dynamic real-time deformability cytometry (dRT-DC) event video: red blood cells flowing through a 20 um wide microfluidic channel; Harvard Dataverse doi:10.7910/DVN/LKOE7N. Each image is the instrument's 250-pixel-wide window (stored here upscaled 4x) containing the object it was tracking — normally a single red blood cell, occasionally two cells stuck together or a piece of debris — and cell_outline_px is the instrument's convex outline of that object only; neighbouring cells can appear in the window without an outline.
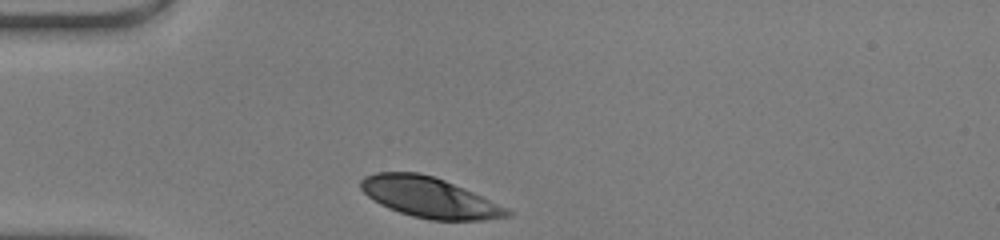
{"species": "human", "species_latin": "Homo sapiens", "temperature_condition": "warm", "stored_images_in_passage": 26, "camera_frame_rate_fps": 3000, "um_per_image_px": 0.085, "donor": {"sex": "male"}, "frame": {"image": 1, "passage_image": 1, "time_ms": 0.0, "image_size_px": [1000, 240], "cell_outline_px": [[512, 216], [484, 220], [432, 220], [412, 216], [388, 208], [380, 204], [368, 196], [360, 188], [360, 180], [364, 176], [376, 172], [420, 172], [444, 180], [472, 192], [508, 208], [512, 212]], "centroid_in_image_um": [36.48, 16.78], "position_along_channel_um": 48.5, "area_um2": 34.22}}
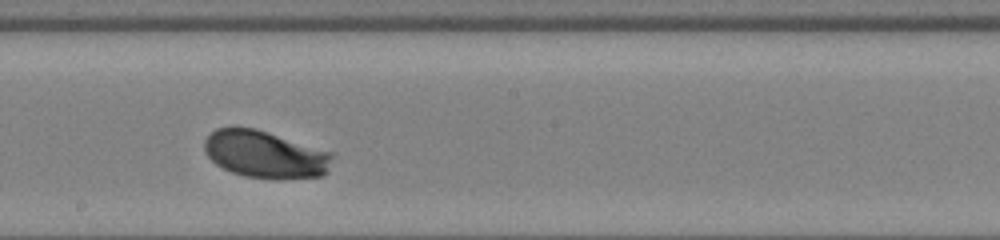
{"frame": {"image": 2, "passage_image": 15, "time_ms": 4.667, "image_size_px": [1000, 240], "cell_outline_px": [[332, 156], [328, 172], [324, 176], [276, 180], [272, 180], [244, 176], [232, 172], [216, 164], [204, 152], [204, 140], [216, 128], [256, 128], [332, 152]], "centroid_in_image_um": [22.55, 13.15], "position_along_channel_um": 225.6, "area_um2": 35.43}}
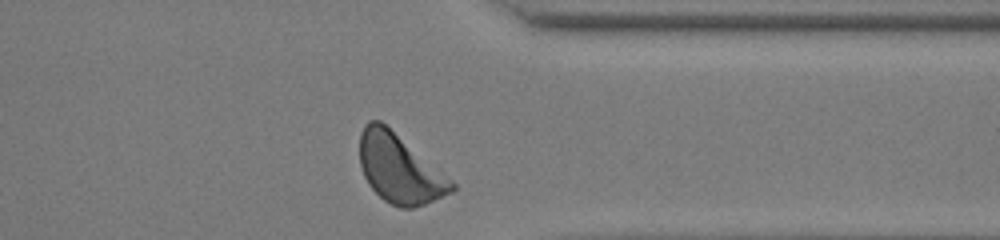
{"frame": {"image": 3, "passage_image": 26, "time_ms": 8.333, "image_size_px": [1000, 240], "cell_outline_px": [[456, 188], [452, 192], [424, 204], [412, 208], [400, 208], [384, 200], [368, 184], [364, 176], [360, 164], [360, 132], [364, 124], [368, 120], [380, 120], [452, 180], [456, 184]], "centroid_in_image_um": [33.94, 14.34], "position_along_channel_um": 377.5, "area_um2": 36.41}, "authors_computed_cell_mechanics": {"area_um2": 35.2869, "velocity_mm_per_s": 4.242, "shape_relaxation_time_tau1_ms": 1.3691, "shape_relaxation_time_tau2_ms": 3.7556, "deformation_change_tau1": 0.1424, "deformation_change_tau2": 0.1031}}